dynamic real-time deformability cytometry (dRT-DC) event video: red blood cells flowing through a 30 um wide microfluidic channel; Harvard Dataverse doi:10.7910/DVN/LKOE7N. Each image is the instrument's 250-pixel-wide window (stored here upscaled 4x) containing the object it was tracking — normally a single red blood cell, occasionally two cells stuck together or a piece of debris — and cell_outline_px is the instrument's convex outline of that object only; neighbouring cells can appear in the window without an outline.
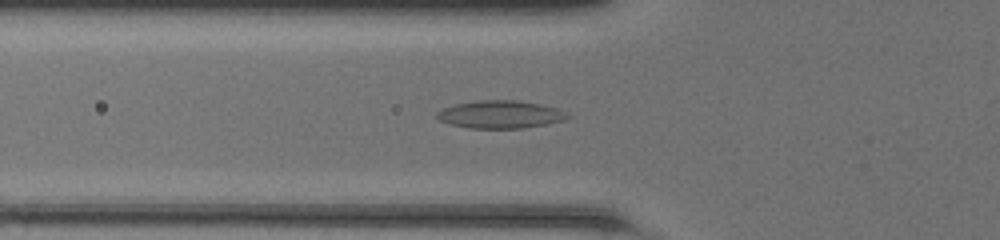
{"species": "common noctule bat (a hibernating species)", "species_latin": "Nyctalus noctula", "temperature_condition": "room temperature", "stored_images_in_passage": 45, "camera_frame_rate_fps": 3000, "um_per_image_px": 0.085, "animal": {"sex": "female", "body_mass_g": 20.0, "forearm_length_mm": 54.0}, "frame": {"image": 1, "passage_image": 14, "time_ms": 4.333, "image_size_px": [1000, 240], "cell_outline_px": [[572, 116], [564, 120], [524, 128], [468, 128], [448, 124], [440, 120], [436, 116], [436, 112], [444, 108], [456, 104], [476, 100], [516, 100], [540, 104], [560, 108], [568, 112]], "centroid_in_image_um": [42.55, 9.72], "position_along_channel_um": 83.2, "area_um2": 21.27}}
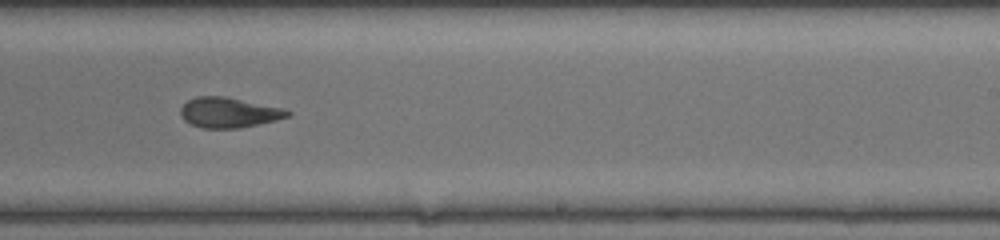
{"frame": {"image": 2, "passage_image": 27, "time_ms": 8.667, "image_size_px": [1000, 240], "cell_outline_px": [[292, 112], [288, 116], [276, 120], [240, 128], [200, 128], [184, 120], [180, 112], [180, 108], [188, 100], [196, 96], [224, 96], [284, 108]], "centroid_in_image_um": [19.44, 9.56], "position_along_channel_um": 269.6, "area_um2": 18.79}}
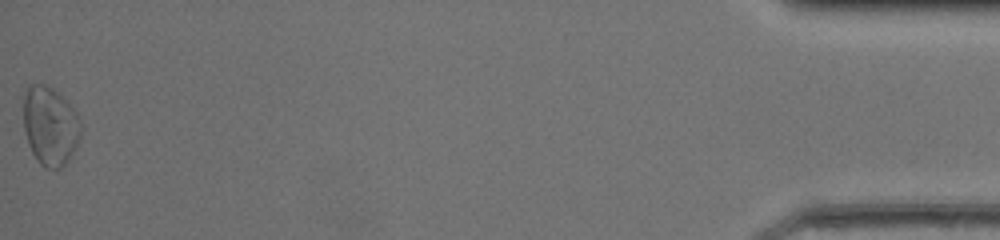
{"frame": {"image": 3, "passage_image": 45, "time_ms": 14.667, "image_size_px": [1000, 240], "cell_outline_px": [[80, 136], [68, 160], [60, 168], [44, 168], [36, 160], [28, 144], [24, 128], [24, 96], [28, 84], [44, 84], [52, 88], [76, 112], [80, 124]], "centroid_in_image_um": [4.23, 10.71], "position_along_channel_um": 431.0, "area_um2": 25.89}, "authors_computed_cell_mechanics": {"area_um2": 19.941, "velocity_mm_per_s": 4.2813, "shape_relaxation_time_tau1_ms": 6.9447, "shape_relaxation_time_tau2_ms": 4.1797, "deformation_change_tau1": 0.1684, "deformation_change_tau2": 0.1283}}